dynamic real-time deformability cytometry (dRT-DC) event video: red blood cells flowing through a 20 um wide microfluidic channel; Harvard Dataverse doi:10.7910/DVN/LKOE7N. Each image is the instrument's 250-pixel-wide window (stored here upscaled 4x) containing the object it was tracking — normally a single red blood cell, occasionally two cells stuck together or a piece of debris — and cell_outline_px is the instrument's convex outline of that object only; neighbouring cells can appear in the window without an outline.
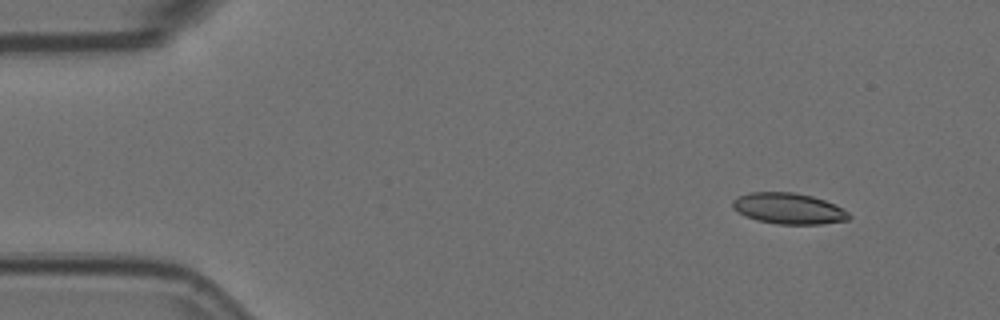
{"species": "Egyptian fruit bat (a non-hibernating species)", "species_latin": "Rousettus aegyptiacus", "temperature_condition": "room temperature", "stored_images_in_passage": 5, "camera_frame_rate_fps": 3000, "um_per_image_px": 0.085, "animal": {"sex": "female"}, "frame": {"image": 1, "passage_image": 2, "time_ms": 0.333, "image_size_px": [1000, 320], "cell_outline_px": [[852, 216], [848, 220], [820, 224], [776, 224], [756, 220], [744, 216], [732, 208], [732, 200], [740, 196], [752, 192], [792, 192], [812, 196], [836, 204], [848, 212]], "centroid_in_image_um": [67.03, 17.73], "position_along_channel_um": 18.0, "area_um2": 21.1}}
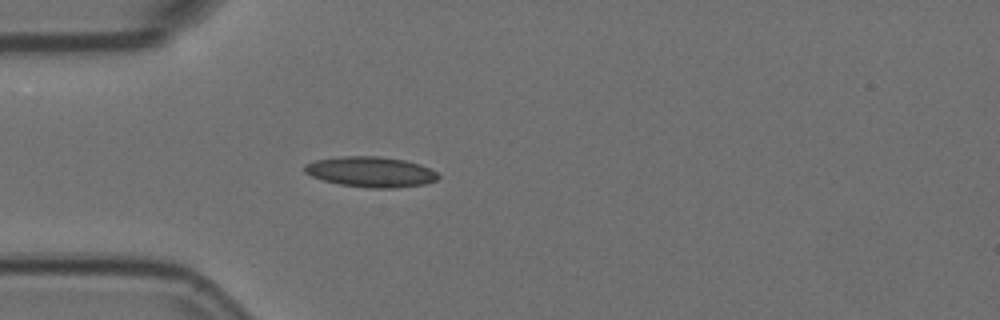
{"frame": {"image": 2, "passage_image": 5, "time_ms": 1.333, "image_size_px": [1000, 320], "cell_outline_px": [[440, 176], [436, 180], [424, 184], [396, 188], [368, 188], [340, 184], [324, 180], [312, 176], [304, 172], [304, 164], [316, 160], [344, 156], [376, 156], [404, 160], [420, 164], [436, 172]], "centroid_in_image_um": [31.51, 14.61], "position_along_channel_um": 53.5, "area_um2": 23.52}}